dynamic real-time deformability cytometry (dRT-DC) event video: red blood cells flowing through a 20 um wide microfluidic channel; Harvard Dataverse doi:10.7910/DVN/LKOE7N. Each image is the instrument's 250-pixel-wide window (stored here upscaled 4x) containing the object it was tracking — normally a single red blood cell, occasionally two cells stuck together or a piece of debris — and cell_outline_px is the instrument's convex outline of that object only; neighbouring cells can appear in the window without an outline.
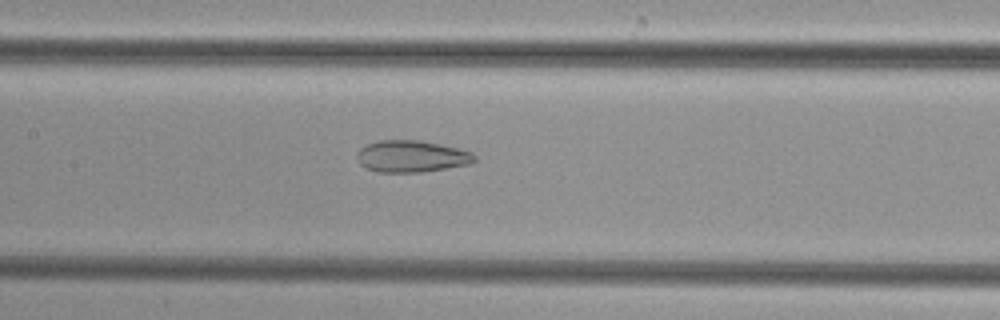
{"species": "common noctule bat (a hibernating species)", "species_latin": "Nyctalus noctula", "temperature_condition": "cold", "stored_images_in_passage": 50, "camera_frame_rate_fps": 3000, "um_per_image_px": 0.085, "animal": {"sex": "female", "body_mass_g": 29.2, "forearm_length_mm": 56.3}, "frame": {"image": 1, "passage_image": 24, "time_ms": 7.667, "image_size_px": [1000, 320], "cell_outline_px": [[476, 160], [468, 164], [420, 172], [376, 172], [364, 168], [356, 160], [356, 152], [360, 148], [368, 144], [380, 140], [420, 140], [440, 144], [472, 152], [476, 156]], "centroid_in_image_um": [34.92, 13.29], "position_along_channel_um": 172.5, "area_um2": 21.79}}
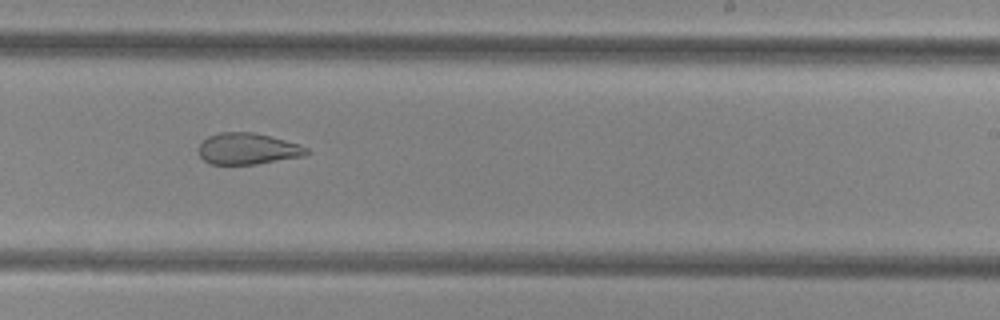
{"frame": {"image": 2, "passage_image": 31, "time_ms": 10.0, "image_size_px": [1000, 320], "cell_outline_px": [[308, 152], [304, 156], [256, 164], [212, 164], [204, 160], [200, 156], [196, 148], [208, 136], [220, 132], [252, 132], [300, 144], [308, 148]], "centroid_in_image_um": [21.03, 12.64], "position_along_channel_um": 268.0, "area_um2": 19.65}}
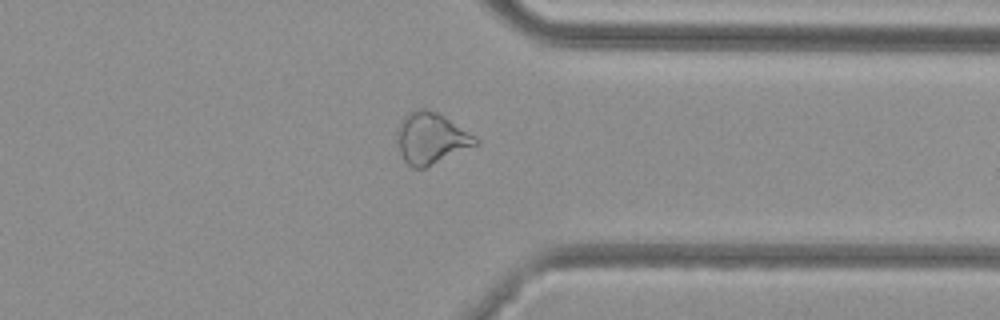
{"frame": {"image": 3, "passage_image": 39, "time_ms": 12.667, "image_size_px": [1000, 320], "cell_outline_px": [[480, 144], [424, 168], [412, 168], [404, 160], [400, 152], [396, 140], [396, 132], [404, 116], [408, 112], [416, 108], [424, 108], [436, 112], [444, 116], [476, 136], [480, 140]], "centroid_in_image_um": [36.65, 11.75], "position_along_channel_um": 374.8, "area_um2": 23.58}}